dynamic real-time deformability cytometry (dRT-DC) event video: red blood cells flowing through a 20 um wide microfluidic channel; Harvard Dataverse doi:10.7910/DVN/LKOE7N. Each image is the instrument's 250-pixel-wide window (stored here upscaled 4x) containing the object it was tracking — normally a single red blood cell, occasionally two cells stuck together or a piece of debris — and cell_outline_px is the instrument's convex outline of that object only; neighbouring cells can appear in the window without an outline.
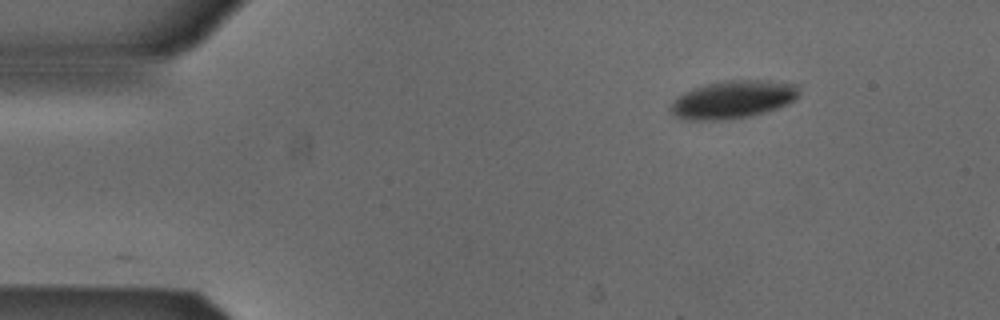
{"species": "Egyptian fruit bat (a non-hibernating species)", "species_latin": "Rousettus aegyptiacus", "temperature_condition": "cold", "stored_images_in_passage": 8, "camera_frame_rate_fps": 3000, "um_per_image_px": 0.085, "animal": {"sex": "male"}, "frame": {"image": 1, "passage_image": 1, "time_ms": 0.0, "image_size_px": [1000, 320], "cell_outline_px": [[796, 96], [792, 100], [776, 108], [748, 116], [720, 120], [684, 120], [676, 116], [668, 108], [676, 96], [684, 92], [708, 84], [724, 80], [768, 80], [796, 84]], "centroid_in_image_um": [62.21, 8.45], "position_along_channel_um": 22.8, "area_um2": 27.8}}